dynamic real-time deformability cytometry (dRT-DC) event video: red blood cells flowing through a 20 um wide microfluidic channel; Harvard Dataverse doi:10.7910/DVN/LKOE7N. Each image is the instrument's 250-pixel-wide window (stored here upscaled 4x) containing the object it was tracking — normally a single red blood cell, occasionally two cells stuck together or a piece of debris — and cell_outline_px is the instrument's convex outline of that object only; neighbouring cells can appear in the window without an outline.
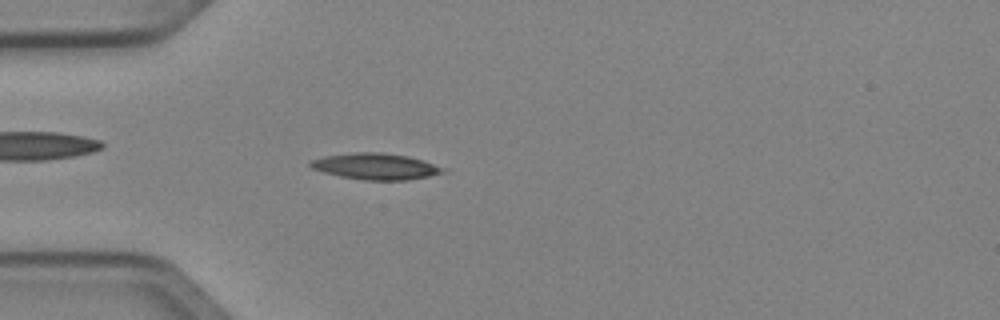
{"species": "Egyptian fruit bat (a non-hibernating species)", "species_latin": "Rousettus aegyptiacus", "temperature_condition": "cold", "stored_images_in_passage": 44, "camera_frame_rate_fps": 3000, "um_per_image_px": 0.085, "animal": {"sex": "female"}, "frame": {"image": 1, "passage_image": 15, "time_ms": 4.667, "image_size_px": [1000, 320], "cell_outline_px": [[448, 172], [408, 180], [364, 180], [340, 176], [324, 172], [312, 168], [308, 164], [312, 160], [324, 156], [356, 152], [380, 152], [408, 156], [424, 160], [448, 168]], "centroid_in_image_um": [32.0, 14.14], "position_along_channel_um": 53.0, "area_um2": 20.4}}
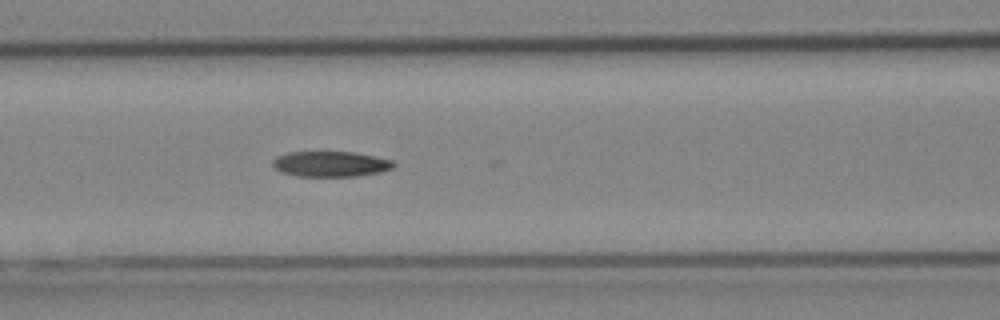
{"frame": {"image": 2, "passage_image": 22, "time_ms": 7.0, "image_size_px": [1000, 320], "cell_outline_px": [[396, 164], [392, 168], [380, 172], [356, 176], [296, 176], [280, 172], [272, 168], [272, 160], [276, 156], [288, 152], [352, 152], [392, 160]], "centroid_in_image_um": [28.03, 13.94], "position_along_channel_um": 138.6, "area_um2": 17.98}}
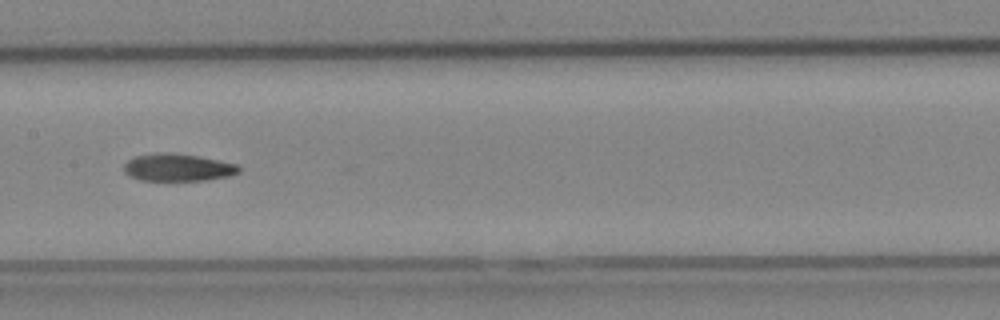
{"frame": {"image": 3, "passage_image": 26, "time_ms": 8.333, "image_size_px": [1000, 320], "cell_outline_px": [[240, 172], [228, 176], [204, 180], [140, 180], [124, 172], [124, 164], [128, 160], [136, 156], [160, 152], [168, 152], [196, 156], [236, 164], [240, 168]], "centroid_in_image_um": [15.09, 14.23], "position_along_channel_um": 192.3, "area_um2": 18.03}, "authors_computed_cell_mechanics": {"area_um2": 18.2648, "velocity_mm_per_s": 4.0615, "shape_relaxation_time_tau1_ms": 7.5453, "shape_relaxation_time_tau2_ms": 5.8937, "deformation_change_tau1": 0.2046, "deformation_change_tau2": 0.1332}}